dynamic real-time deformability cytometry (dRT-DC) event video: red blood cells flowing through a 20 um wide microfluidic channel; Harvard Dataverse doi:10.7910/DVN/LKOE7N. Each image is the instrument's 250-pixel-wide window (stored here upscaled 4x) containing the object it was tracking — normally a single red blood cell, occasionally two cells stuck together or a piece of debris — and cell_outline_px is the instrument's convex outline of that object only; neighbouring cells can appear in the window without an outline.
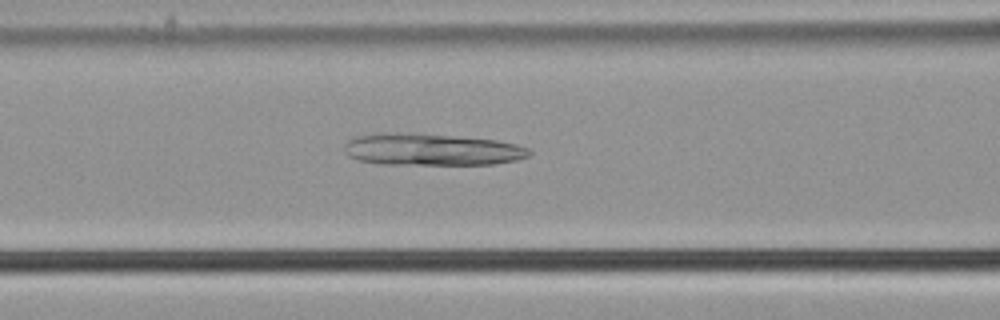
{"species": "common noctule bat (a hibernating species)", "species_latin": "Nyctalus noctula", "temperature_condition": "cold", "stored_images_in_passage": 40, "camera_frame_rate_fps": 3000, "um_per_image_px": 0.085, "animal": {"sex": "male", "body_mass_g": 21.5, "forearm_length_mm": 52.0}, "frame": {"image": 1, "passage_image": 9, "time_ms": 2.667, "image_size_px": [1000, 320], "cell_outline_px": [[532, 152], [528, 156], [516, 160], [496, 164], [384, 164], [356, 160], [348, 156], [344, 148], [344, 144], [352, 136], [376, 132], [400, 132], [496, 140], [516, 144], [528, 148]], "centroid_in_image_um": [36.61, 12.7], "position_along_channel_um": 130.0, "area_um2": 34.51}}
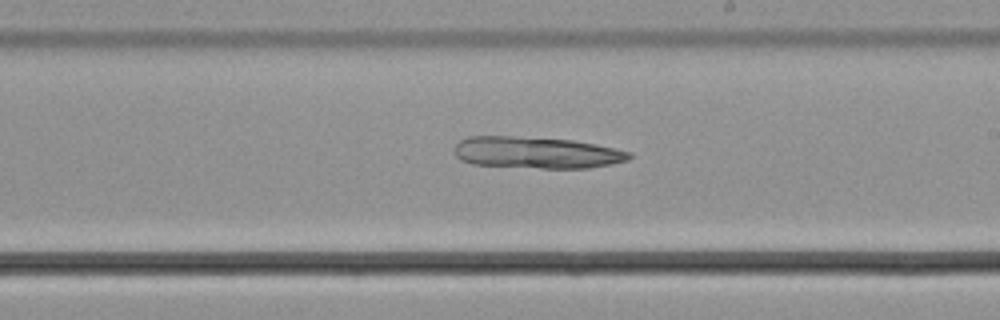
{"frame": {"image": 2, "passage_image": 18, "time_ms": 5.667, "image_size_px": [1000, 320], "cell_outline_px": [[632, 156], [628, 160], [612, 164], [588, 168], [540, 168], [472, 164], [460, 160], [456, 156], [456, 144], [460, 140], [468, 136], [512, 136], [572, 140], [616, 148], [632, 152]], "centroid_in_image_um": [45.62, 12.97], "position_along_channel_um": 243.4, "area_um2": 32.25}}
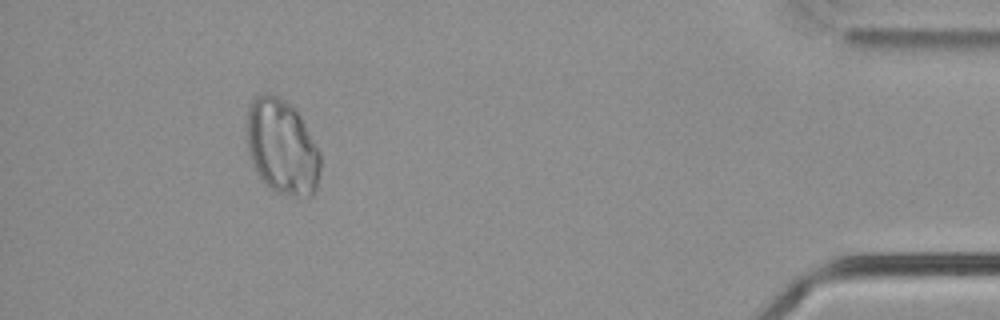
{"frame": {"image": 3, "passage_image": 36, "time_ms": 11.667, "image_size_px": [1000, 320], "cell_outline_px": [[320, 172], [316, 188], [312, 196], [292, 196], [276, 192], [268, 188], [256, 172], [252, 164], [248, 152], [248, 104], [256, 96], [264, 92], [276, 96], [284, 100], [300, 116], [320, 152]], "centroid_in_image_um": [23.97, 12.52], "position_along_channel_um": 411.2, "area_um2": 40.63}}